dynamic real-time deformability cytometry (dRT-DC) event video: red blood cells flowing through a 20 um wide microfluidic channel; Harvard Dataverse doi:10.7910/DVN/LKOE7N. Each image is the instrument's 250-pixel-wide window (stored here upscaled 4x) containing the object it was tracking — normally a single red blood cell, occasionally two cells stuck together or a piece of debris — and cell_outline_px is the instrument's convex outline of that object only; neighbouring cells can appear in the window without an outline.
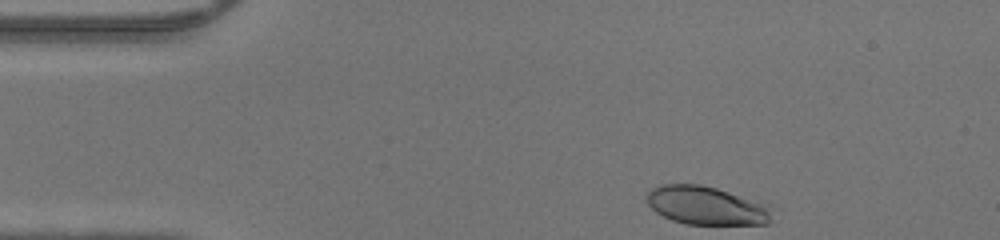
{"species": "human", "species_latin": "Homo sapiens", "temperature_condition": "warm", "stored_images_in_passage": 32, "camera_frame_rate_fps": 3000, "um_per_image_px": 0.085, "donor": {"sex": "male"}, "frame": {"image": 1, "passage_image": 1, "time_ms": 0.0, "image_size_px": [1000, 240], "cell_outline_px": [[772, 220], [768, 224], [684, 224], [672, 220], [656, 212], [648, 204], [644, 196], [652, 188], [660, 184], [700, 184], [716, 188], [728, 192], [760, 204], [768, 212]], "centroid_in_image_um": [59.89, 17.47], "position_along_channel_um": 25.1, "area_um2": 27.34}}
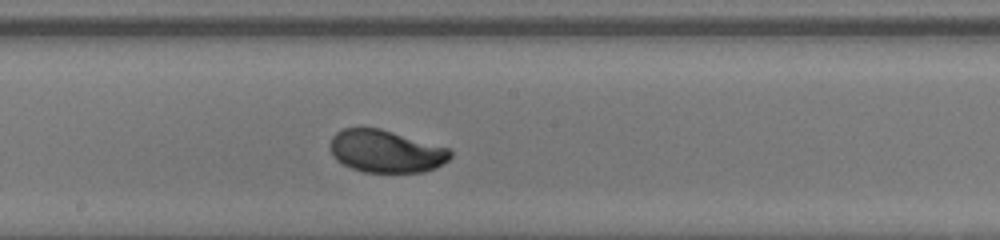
{"frame": {"image": 2, "passage_image": 19, "time_ms": 6.0, "image_size_px": [1000, 240], "cell_outline_px": [[452, 156], [448, 160], [436, 168], [424, 172], [364, 172], [352, 168], [336, 160], [332, 156], [332, 136], [336, 132], [344, 128], [380, 128], [448, 148], [452, 152]], "centroid_in_image_um": [32.82, 12.87], "position_along_channel_um": 215.4, "area_um2": 29.54}}
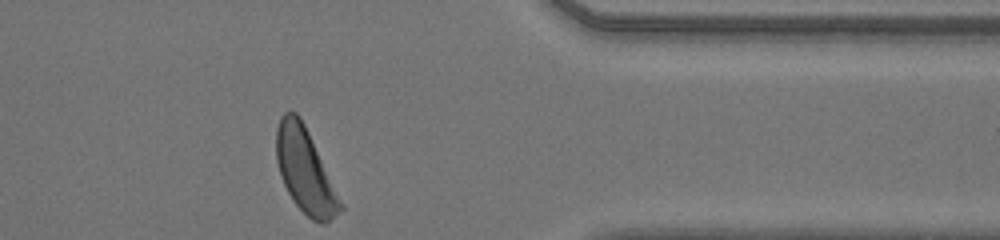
{"frame": {"image": 3, "passage_image": 32, "time_ms": 10.333, "image_size_px": [1000, 240], "cell_outline_px": [[344, 208], [324, 224], [320, 224], [312, 220], [292, 200], [284, 184], [276, 160], [276, 128], [280, 116], [284, 112], [296, 112], [300, 116], [344, 204]], "centroid_in_image_um": [25.93, 14.51], "position_along_channel_um": 385.5, "area_um2": 31.21}}